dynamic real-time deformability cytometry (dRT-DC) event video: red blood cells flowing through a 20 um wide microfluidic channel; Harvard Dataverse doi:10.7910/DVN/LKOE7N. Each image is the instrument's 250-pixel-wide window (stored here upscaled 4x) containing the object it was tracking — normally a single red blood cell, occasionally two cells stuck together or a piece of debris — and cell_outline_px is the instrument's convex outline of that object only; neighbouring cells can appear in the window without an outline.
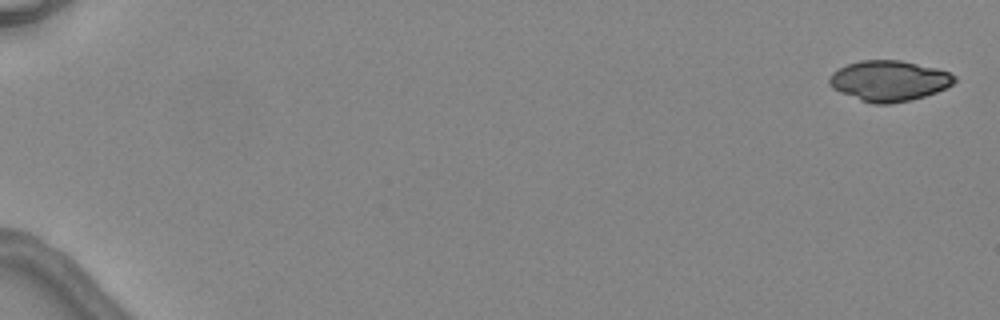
{"species": "common noctule bat (a hibernating species)", "species_latin": "Nyctalus noctula", "temperature_condition": "warm", "stored_images_in_passage": 3, "camera_frame_rate_fps": 3000, "um_per_image_px": 0.085, "animal": {"sex": "female", "body_mass_g": 24.6, "forearm_length_mm": 56.2}, "frame": {"image": 1, "passage_image": 1, "time_ms": 0.0, "image_size_px": [1000, 320], "cell_outline_px": [[956, 80], [952, 84], [936, 92], [924, 96], [908, 100], [888, 104], [872, 104], [860, 100], [840, 92], [832, 88], [828, 84], [828, 80], [832, 72], [848, 64], [860, 60], [900, 60], [936, 68], [948, 72], [956, 76]], "centroid_in_image_um": [75.54, 6.87], "position_along_channel_um": 9.5, "area_um2": 29.42}}